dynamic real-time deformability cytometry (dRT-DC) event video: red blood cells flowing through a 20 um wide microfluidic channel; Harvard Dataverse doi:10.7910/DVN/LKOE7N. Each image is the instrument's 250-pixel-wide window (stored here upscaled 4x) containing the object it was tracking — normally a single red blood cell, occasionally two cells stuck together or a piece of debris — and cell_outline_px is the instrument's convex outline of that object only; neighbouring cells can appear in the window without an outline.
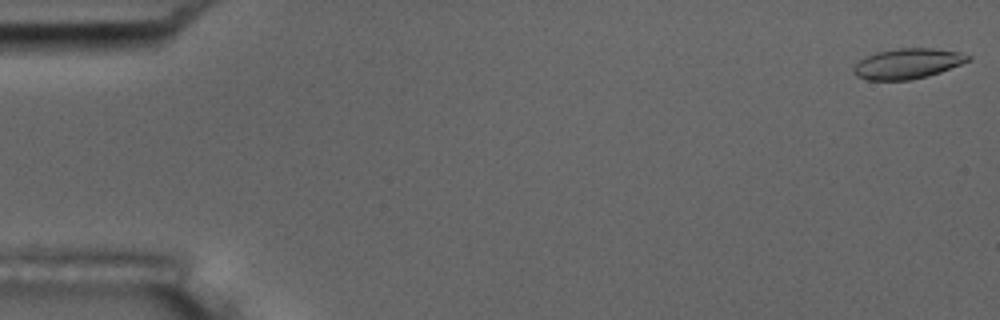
{"species": "common noctule bat (a hibernating species)", "species_latin": "Nyctalus noctula", "temperature_condition": "room temperature", "stored_images_in_passage": 54, "camera_frame_rate_fps": 3000, "um_per_image_px": 0.085, "animal": {"sex": "male", "body_mass_g": 17.5, "forearm_length_mm": 52.3}, "frame": {"image": 1, "passage_image": 1, "time_ms": 0.0, "image_size_px": [1000, 320], "cell_outline_px": [[972, 60], [940, 72], [928, 76], [908, 80], [868, 80], [856, 76], [852, 72], [852, 68], [860, 60], [876, 52], [900, 48], [932, 48], [960, 52], [972, 56]], "centroid_in_image_um": [77.16, 5.41], "position_along_channel_um": 7.8, "area_um2": 20.23}}
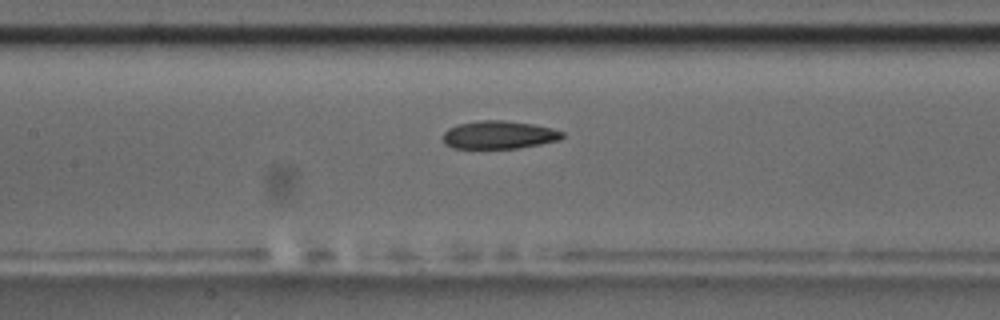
{"frame": {"image": 2, "passage_image": 25, "time_ms": 8.0, "image_size_px": [1000, 320], "cell_outline_px": [[564, 136], [560, 140], [540, 144], [516, 148], [452, 148], [444, 144], [444, 132], [448, 128], [456, 124], [476, 120], [504, 120], [532, 124], [552, 128], [564, 132]], "centroid_in_image_um": [42.4, 11.45], "position_along_channel_um": 165.0, "area_um2": 19.59}}
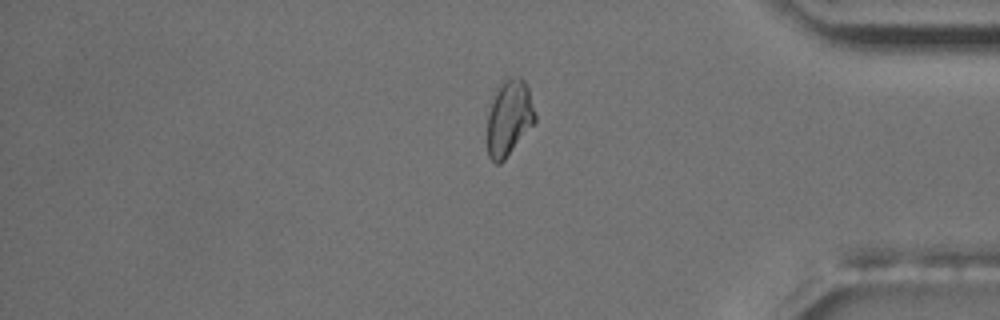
{"frame": {"image": 3, "passage_image": 45, "time_ms": 14.667, "image_size_px": [1000, 320], "cell_outline_px": [[536, 120], [504, 160], [500, 164], [496, 164], [488, 156], [488, 112], [492, 100], [500, 80], [520, 76], [524, 80], [528, 88], [536, 116]], "centroid_in_image_um": [43.26, 9.99], "position_along_channel_um": 391.9, "area_um2": 20.92}, "authors_computed_cell_mechanics": {"area_um2": 20.23, "velocity_mm_per_s": 3.7542, "shape_relaxation_time_tau1_ms": null, "shape_relaxation_time_tau2_ms": 2.876, "deformation_change_tau1": null, "deformation_change_tau2": 0.0865}}